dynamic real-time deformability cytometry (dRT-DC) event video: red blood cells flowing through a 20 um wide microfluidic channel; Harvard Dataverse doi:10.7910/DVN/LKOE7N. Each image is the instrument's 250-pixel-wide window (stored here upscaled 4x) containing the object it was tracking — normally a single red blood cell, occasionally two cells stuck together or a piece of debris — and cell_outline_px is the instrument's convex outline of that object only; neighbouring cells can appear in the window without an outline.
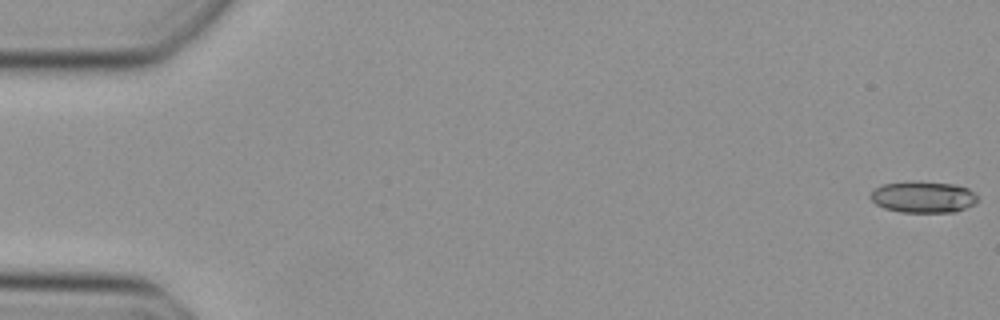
{"species": "Egyptian fruit bat (a non-hibernating species)", "species_latin": "Rousettus aegyptiacus", "temperature_condition": "cold", "stored_images_in_passage": 49, "camera_frame_rate_fps": 3000, "um_per_image_px": 0.085, "animal": {"sex": "female"}, "frame": {"image": 1, "passage_image": 1, "time_ms": 0.0, "image_size_px": [1000, 320], "cell_outline_px": [[980, 200], [976, 204], [956, 212], [900, 212], [884, 208], [876, 204], [868, 196], [876, 188], [884, 184], [912, 180], [952, 184], [968, 188]], "centroid_in_image_um": [78.48, 16.74], "position_along_channel_um": 6.5, "area_um2": 19.83}}
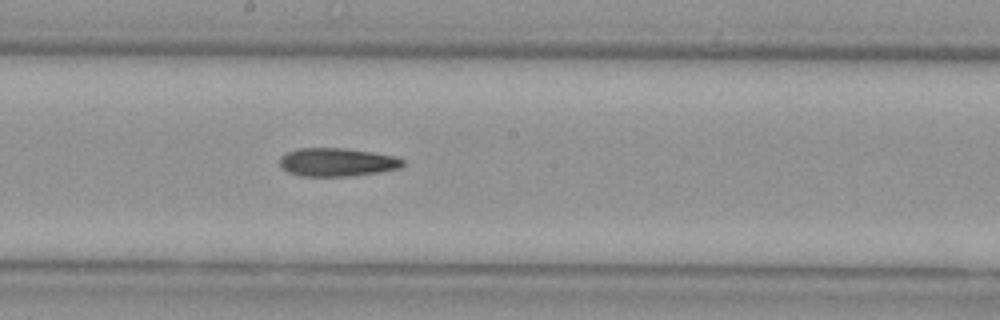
{"frame": {"image": 2, "passage_image": 27, "time_ms": 8.667, "image_size_px": [1000, 320], "cell_outline_px": [[404, 164], [400, 168], [380, 172], [348, 176], [300, 176], [288, 172], [280, 164], [280, 156], [288, 152], [300, 148], [344, 148], [372, 152], [392, 156], [404, 160]], "centroid_in_image_um": [28.65, 13.79], "position_along_channel_um": 219.6, "area_um2": 20.17}}
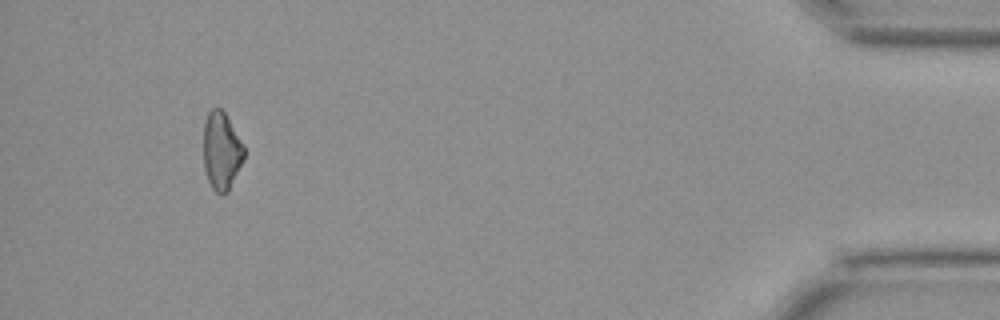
{"frame": {"image": 3, "passage_image": 46, "time_ms": 15.0, "image_size_px": [1000, 320], "cell_outline_px": [[244, 156], [228, 192], [216, 192], [212, 188], [208, 180], [204, 168], [204, 124], [208, 112], [212, 108], [220, 108], [224, 112], [244, 144]], "centroid_in_image_um": [18.82, 12.8], "position_along_channel_um": 416.4, "area_um2": 18.09}}